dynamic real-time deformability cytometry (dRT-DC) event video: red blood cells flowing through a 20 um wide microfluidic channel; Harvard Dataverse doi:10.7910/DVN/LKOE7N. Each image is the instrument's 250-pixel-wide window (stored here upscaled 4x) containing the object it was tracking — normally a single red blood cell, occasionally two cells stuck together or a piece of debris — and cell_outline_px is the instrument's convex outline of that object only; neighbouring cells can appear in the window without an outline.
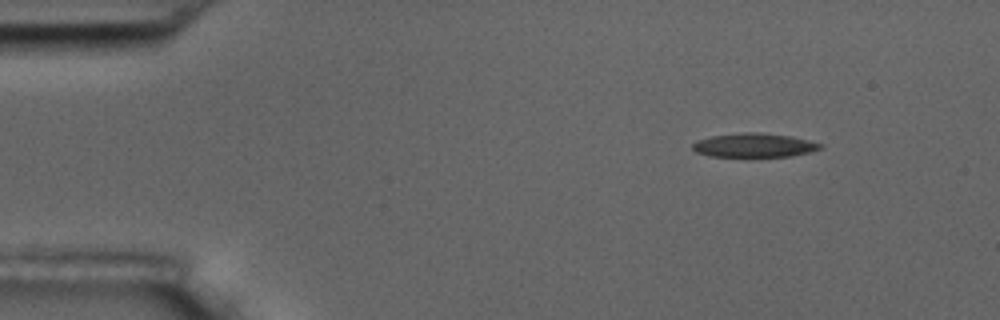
{"species": "common noctule bat (a hibernating species)", "species_latin": "Nyctalus noctula", "temperature_condition": "room temperature", "stored_images_in_passage": 4, "camera_frame_rate_fps": 3000, "um_per_image_px": 0.085, "animal": {"sex": "male", "body_mass_g": 17.5, "forearm_length_mm": 52.3}, "frame": {"image": 1, "passage_image": 1, "time_ms": 0.0, "image_size_px": [1000, 320], "cell_outline_px": [[824, 148], [792, 156], [708, 156], [696, 152], [692, 148], [692, 144], [696, 140], [712, 136], [744, 132], [760, 132], [788, 136], [808, 140], [824, 144]], "centroid_in_image_um": [64.1, 12.34], "position_along_channel_um": 20.9, "area_um2": 17.74}}
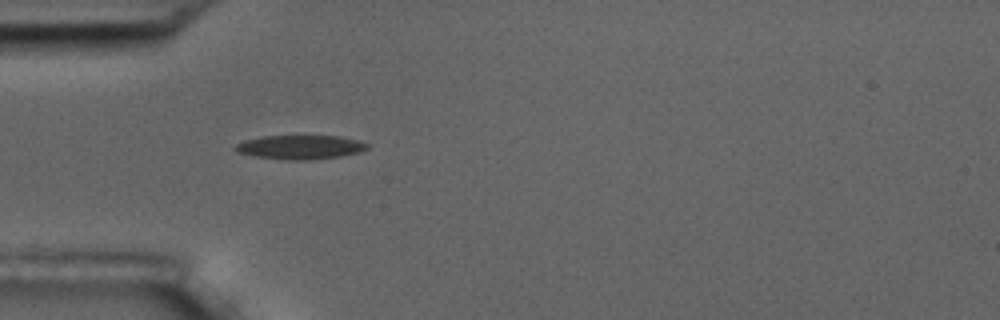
{"frame": {"image": 2, "passage_image": 4, "time_ms": 3.333, "image_size_px": [1000, 320], "cell_outline_px": [[368, 148], [360, 152], [340, 156], [312, 160], [288, 160], [256, 156], [240, 152], [232, 148], [236, 144], [244, 140], [264, 136], [340, 136], [356, 140], [368, 144]], "centroid_in_image_um": [25.53, 12.51], "position_along_channel_um": 59.5, "area_um2": 18.32}}